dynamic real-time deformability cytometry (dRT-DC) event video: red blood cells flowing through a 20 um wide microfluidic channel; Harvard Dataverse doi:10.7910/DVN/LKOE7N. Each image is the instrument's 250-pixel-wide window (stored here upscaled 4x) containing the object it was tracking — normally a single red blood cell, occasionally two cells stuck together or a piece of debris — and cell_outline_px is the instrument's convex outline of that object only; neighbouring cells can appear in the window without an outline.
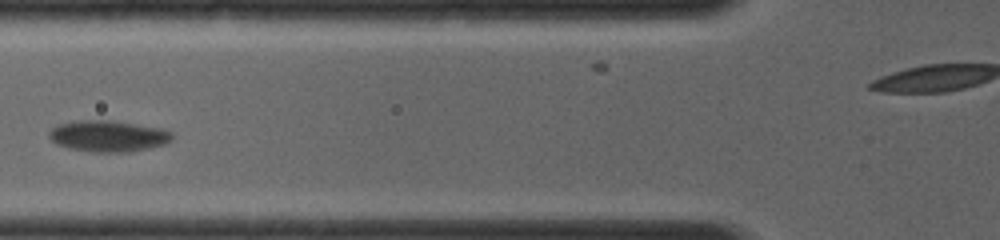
{"species": "common noctule bat (a hibernating species)", "species_latin": "Nyctalus noctula", "temperature_condition": "room temperature", "stored_images_in_passage": 11, "segment_of_instrument_passage": [1, 2], "camera_frame_rate_fps": 4000, "um_per_image_px": 0.085, "animal": {"sex": "female", "body_mass_g": 19.0, "forearm_length_mm": 56.7}, "frame": {"image": 1, "passage_image": 5, "time_ms": 3.5, "image_size_px": [1000, 240], "cell_outline_px": [[172, 140], [164, 144], [148, 148], [128, 152], [92, 152], [68, 148], [56, 144], [48, 136], [48, 132], [52, 128], [60, 124], [80, 120], [112, 120], [164, 128], [172, 132]], "centroid_in_image_um": [9.21, 11.56], "position_along_channel_um": 116.6, "area_um2": 22.54}}
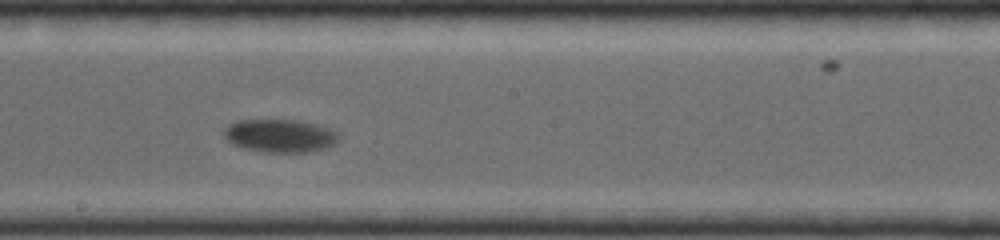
{"frame": {"image": 2, "passage_image": 8, "time_ms": 6.0, "image_size_px": [1000, 240], "cell_outline_px": [[340, 140], [336, 144], [328, 148], [304, 152], [264, 152], [244, 148], [232, 144], [224, 136], [224, 128], [228, 124], [236, 120], [300, 120], [332, 128], [340, 132]], "centroid_in_image_um": [23.86, 11.53], "position_along_channel_um": 224.3, "area_um2": 22.54}}
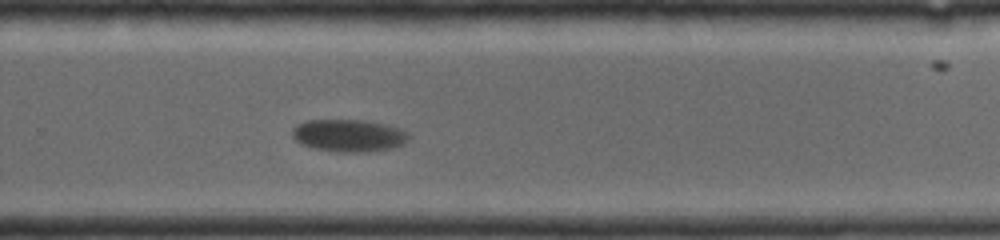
{"frame": {"image": 3, "passage_image": 10, "time_ms": 7.75, "image_size_px": [1000, 240], "cell_outline_px": [[408, 136], [404, 144], [392, 148], [368, 152], [340, 152], [316, 148], [300, 144], [292, 136], [292, 128], [296, 124], [308, 120], [364, 120], [388, 124], [404, 128], [408, 132]], "centroid_in_image_um": [29.67, 11.51], "position_along_channel_um": 300.1, "area_um2": 22.2}}